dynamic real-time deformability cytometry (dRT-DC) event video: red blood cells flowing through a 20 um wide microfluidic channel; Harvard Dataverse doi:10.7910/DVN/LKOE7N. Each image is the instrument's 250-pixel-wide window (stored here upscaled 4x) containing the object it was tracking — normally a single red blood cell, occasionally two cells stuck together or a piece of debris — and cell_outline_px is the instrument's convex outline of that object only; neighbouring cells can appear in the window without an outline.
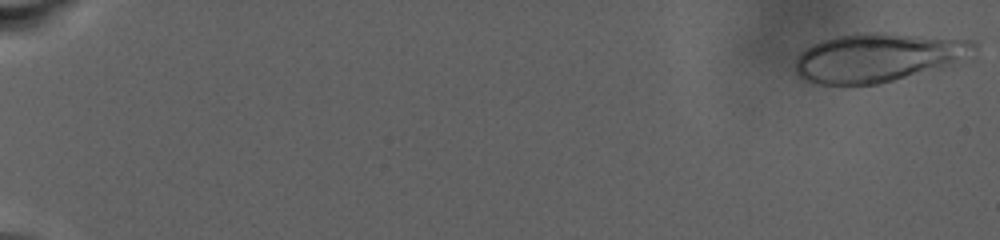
{"species": "human", "species_latin": "Homo sapiens", "temperature_condition": "warm", "stored_images_in_passage": 92, "camera_frame_rate_fps": 3000, "um_per_image_px": 0.085, "donor": {"sex": "male"}, "frame": {"image": 1, "passage_image": 1, "time_ms": 0.0, "image_size_px": [1000, 240], "cell_outline_px": [[976, 48], [972, 60], [952, 68], [880, 84], [816, 84], [804, 80], [796, 72], [796, 60], [800, 52], [820, 40], [836, 36], [868, 32], [884, 32], [976, 40]], "centroid_in_image_um": [74.82, 4.9], "position_along_channel_um": 10.2, "area_um2": 52.54}}
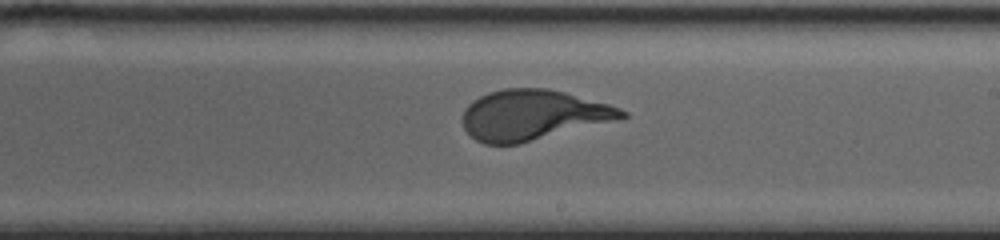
{"frame": {"image": 2, "passage_image": 58, "time_ms": 19.0, "image_size_px": [1000, 240], "cell_outline_px": [[628, 116], [520, 144], [484, 144], [476, 140], [464, 128], [464, 108], [472, 100], [488, 92], [504, 88], [548, 88], [564, 92], [608, 104], [620, 108], [628, 112]], "centroid_in_image_um": [45.25, 9.77], "position_along_channel_um": 243.8, "area_um2": 46.12}}
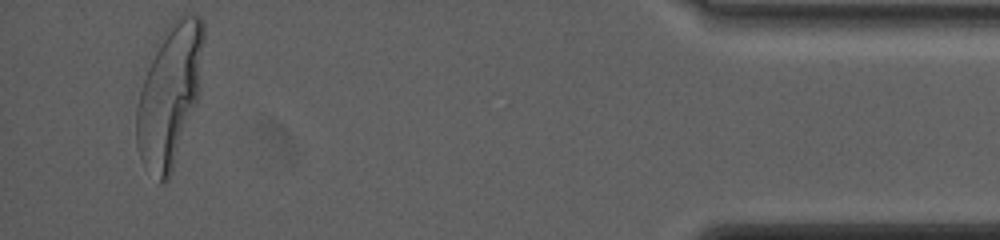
{"frame": {"image": 3, "passage_image": 88, "time_ms": 29.0, "image_size_px": [1000, 240], "cell_outline_px": [[204, 40], [200, 92], [172, 172], [168, 180], [160, 184], [140, 156], [136, 144], [136, 108], [140, 92], [148, 68], [160, 36], [172, 20], [176, 16], [188, 12], [196, 12], [200, 16], [204, 24]], "centroid_in_image_um": [14.45, 7.99], "position_along_channel_um": 420.7, "area_um2": 55.26}}